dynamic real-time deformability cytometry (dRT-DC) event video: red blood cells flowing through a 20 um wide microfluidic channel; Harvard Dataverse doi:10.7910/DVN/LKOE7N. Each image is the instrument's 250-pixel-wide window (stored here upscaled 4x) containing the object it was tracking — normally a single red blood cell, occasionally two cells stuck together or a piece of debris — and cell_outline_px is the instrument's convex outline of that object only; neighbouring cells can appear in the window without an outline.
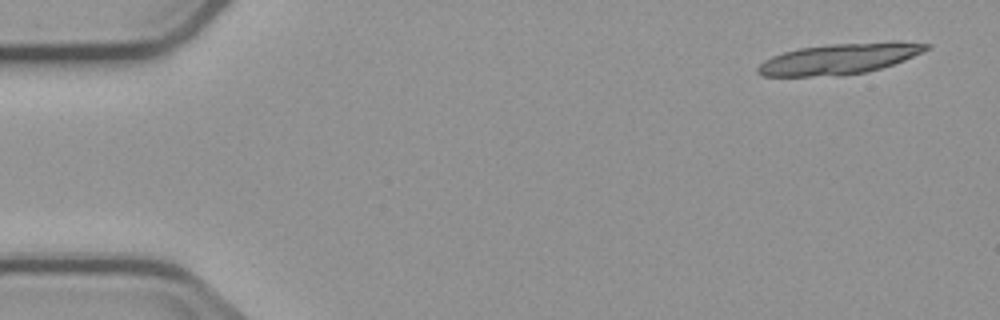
{"species": "common noctule bat (a hibernating species)", "species_latin": "Nyctalus noctula", "temperature_condition": "cold", "stored_images_in_passage": 5, "camera_frame_rate_fps": 3000, "um_per_image_px": 0.085, "animal": {"sex": "male", "body_mass_g": 23.1, "forearm_length_mm": 52.7}, "frame": {"image": 1, "passage_image": 1, "time_ms": 0.0, "image_size_px": [1000, 320], "cell_outline_px": [[932, 44], [928, 48], [904, 60], [868, 72], [840, 76], [764, 76], [756, 72], [756, 68], [764, 60], [772, 56], [784, 52], [800, 48], [832, 44], [892, 40], [896, 40]], "centroid_in_image_um": [71.36, 4.99], "position_along_channel_um": 13.6, "area_um2": 30.4}}